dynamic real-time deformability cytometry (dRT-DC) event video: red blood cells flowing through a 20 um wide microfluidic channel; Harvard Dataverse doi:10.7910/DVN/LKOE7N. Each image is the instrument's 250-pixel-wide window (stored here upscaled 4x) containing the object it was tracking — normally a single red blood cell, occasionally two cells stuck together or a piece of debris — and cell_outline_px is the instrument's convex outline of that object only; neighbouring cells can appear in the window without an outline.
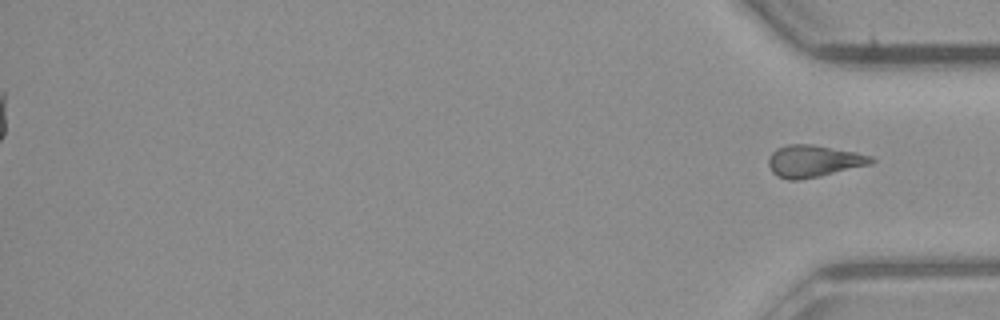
{"species": "common noctule bat (a hibernating species)", "species_latin": "Nyctalus noctula", "temperature_condition": "room temperature", "stored_images_in_passage": 37, "segment_of_instrument_passage": [2, 2], "camera_frame_rate_fps": 3000, "um_per_image_px": 0.085, "animal": {"sex": "male", "body_mass_g": 23.1, "forearm_length_mm": 52.7}, "frame": {"image": 1, "passage_image": 37, "time_ms": 12.0, "image_size_px": [1000, 320], "cell_outline_px": [[876, 160], [872, 164], [820, 176], [796, 180], [788, 180], [776, 176], [772, 172], [768, 164], [768, 160], [772, 152], [776, 148], [788, 144], [812, 144], [856, 152], [872, 156]], "centroid_in_image_um": [69.16, 13.69], "position_along_channel_um": 366.0, "area_um2": 19.25}}